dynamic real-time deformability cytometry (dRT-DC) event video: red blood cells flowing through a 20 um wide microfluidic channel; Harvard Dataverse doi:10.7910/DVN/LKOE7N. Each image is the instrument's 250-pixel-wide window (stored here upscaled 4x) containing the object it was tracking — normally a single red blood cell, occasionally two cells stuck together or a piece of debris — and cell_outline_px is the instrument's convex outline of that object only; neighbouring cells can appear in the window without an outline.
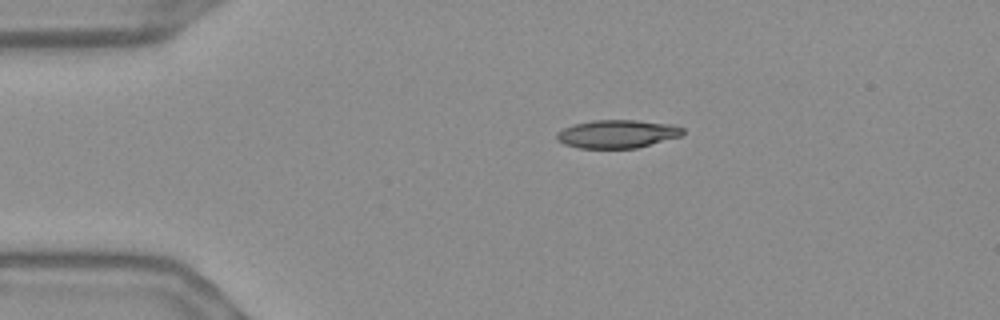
{"species": "Egyptian fruit bat (a non-hibernating species)", "species_latin": "Rousettus aegyptiacus", "temperature_condition": "warm", "stored_images_in_passage": 45, "camera_frame_rate_fps": 3000, "um_per_image_px": 0.085, "frame": {"image": 1, "passage_image": 1, "time_ms": 0.0, "image_size_px": [1000, 320], "cell_outline_px": [[684, 132], [680, 136], [636, 148], [580, 148], [564, 144], [556, 140], [556, 132], [572, 124], [592, 120], [636, 120], [672, 124], [684, 128]], "centroid_in_image_um": [52.43, 11.37], "position_along_channel_um": 32.6, "area_um2": 20.75}}
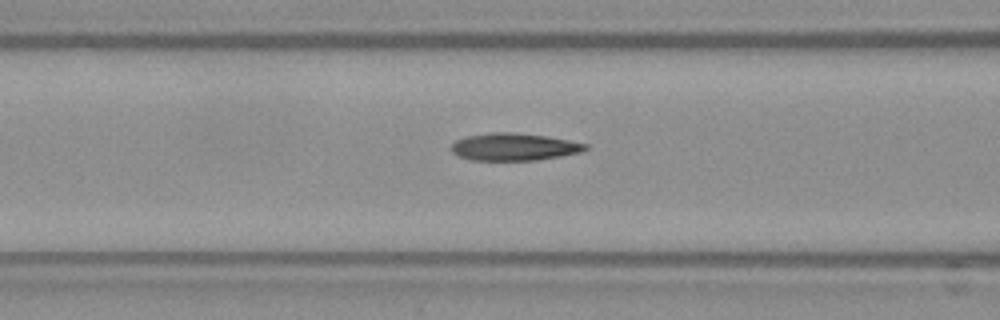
{"frame": {"image": 2, "passage_image": 12, "time_ms": 3.667, "image_size_px": [1000, 320], "cell_outline_px": [[588, 148], [584, 152], [536, 160], [468, 160], [452, 152], [448, 148], [456, 140], [464, 136], [492, 132], [512, 132], [548, 136], [588, 144]], "centroid_in_image_um": [43.68, 12.48], "position_along_channel_um": 122.9, "area_um2": 21.62}}
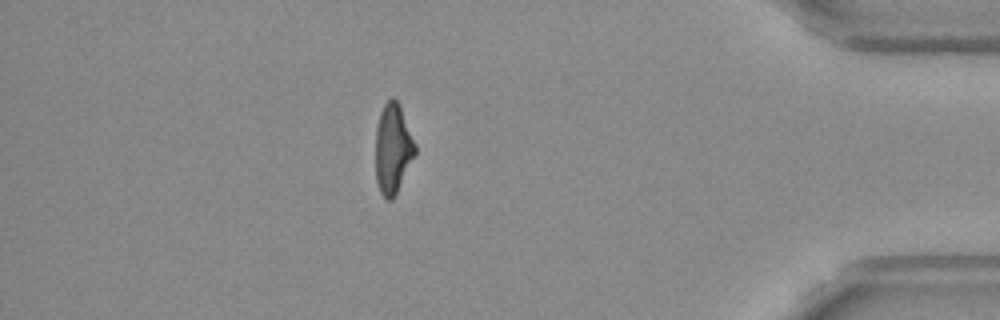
{"frame": {"image": 3, "passage_image": 38, "time_ms": 12.333, "image_size_px": [1000, 320], "cell_outline_px": [[416, 152], [392, 200], [388, 200], [380, 192], [376, 180], [376, 128], [380, 112], [384, 104], [392, 96], [400, 104], [416, 144]], "centroid_in_image_um": [33.39, 12.59], "position_along_channel_um": 401.8, "area_um2": 20.52}, "authors_computed_cell_mechanics": {"area_um2": 21.4438, "velocity_mm_per_s": 3.7048, "shape_relaxation_time_tau1_ms": 7.7095, "shape_relaxation_time_tau2_ms": 2.6779, "deformation_change_tau1": 0.2249, "deformation_change_tau2": 0.1239}}